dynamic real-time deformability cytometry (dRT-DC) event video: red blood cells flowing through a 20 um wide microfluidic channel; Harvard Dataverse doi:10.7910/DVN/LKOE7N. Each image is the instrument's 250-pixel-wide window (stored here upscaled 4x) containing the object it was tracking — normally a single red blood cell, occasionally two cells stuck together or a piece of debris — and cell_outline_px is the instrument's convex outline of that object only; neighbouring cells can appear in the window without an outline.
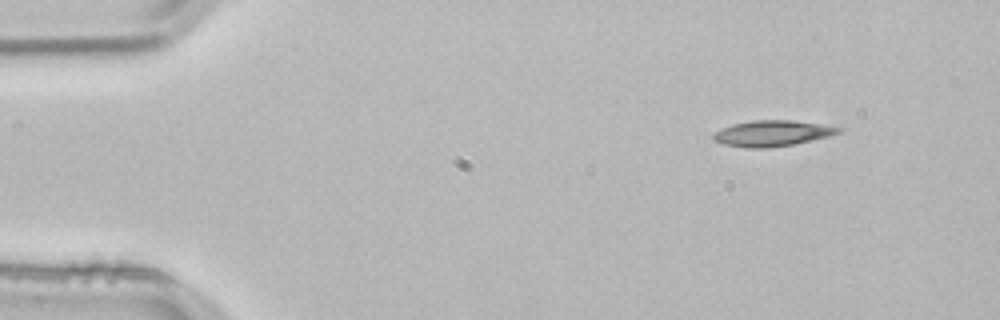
{"species": "common noctule bat (a hibernating species)", "species_latin": "Nyctalus noctula", "temperature_condition": "room temperature", "stored_images_in_passage": 3, "segment_of_instrument_passage": [2, 2], "camera_frame_rate_fps": 3000, "um_per_image_px": 0.085, "animal": {"sex": "male", "body_mass_g": 21.5, "forearm_length_mm": 52.0}, "frame": {"image": 1, "passage_image": 3, "time_ms": 0.667, "image_size_px": [1000, 320], "cell_outline_px": [[840, 132], [828, 136], [796, 144], [768, 148], [748, 148], [724, 144], [712, 140], [712, 136], [716, 132], [732, 124], [752, 120], [792, 120], [824, 124], [840, 128]], "centroid_in_image_um": [65.63, 11.33], "position_along_channel_um": 19.4, "area_um2": 18.79}}